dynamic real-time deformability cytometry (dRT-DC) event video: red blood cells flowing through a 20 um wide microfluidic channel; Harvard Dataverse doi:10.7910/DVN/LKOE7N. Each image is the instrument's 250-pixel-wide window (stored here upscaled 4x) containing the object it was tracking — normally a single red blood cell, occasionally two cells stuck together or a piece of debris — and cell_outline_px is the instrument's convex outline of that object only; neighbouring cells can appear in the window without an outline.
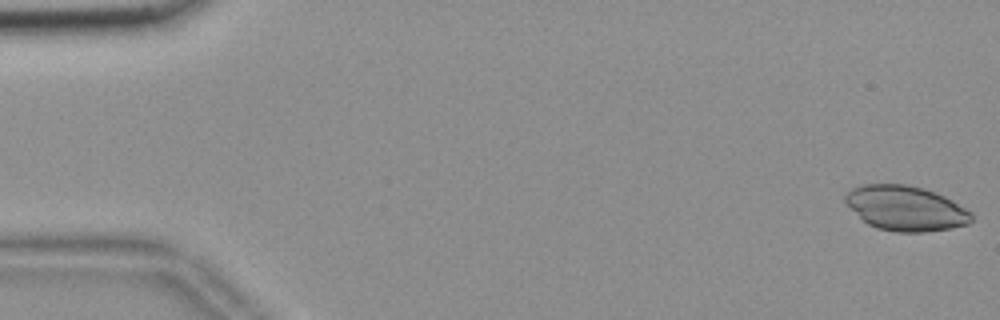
{"species": "common noctule bat (a hibernating species)", "species_latin": "Nyctalus noctula", "temperature_condition": "room temperature", "stored_images_in_passage": 55, "camera_frame_rate_fps": 3000, "um_per_image_px": 0.085, "animal": {"sex": "female", "body_mass_g": 18.4}, "frame": {"image": 1, "passage_image": 1, "time_ms": 0.0, "image_size_px": [1000, 320], "cell_outline_px": [[972, 220], [968, 224], [948, 228], [920, 232], [896, 232], [876, 228], [868, 224], [844, 200], [844, 196], [852, 188], [864, 184], [904, 184], [924, 188], [944, 196], [952, 200], [972, 212]], "centroid_in_image_um": [77.0, 17.69], "position_along_channel_um": 8.0, "area_um2": 32.66}}